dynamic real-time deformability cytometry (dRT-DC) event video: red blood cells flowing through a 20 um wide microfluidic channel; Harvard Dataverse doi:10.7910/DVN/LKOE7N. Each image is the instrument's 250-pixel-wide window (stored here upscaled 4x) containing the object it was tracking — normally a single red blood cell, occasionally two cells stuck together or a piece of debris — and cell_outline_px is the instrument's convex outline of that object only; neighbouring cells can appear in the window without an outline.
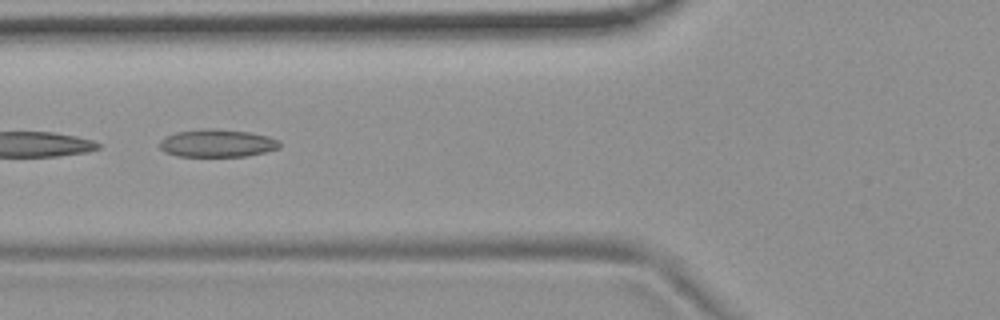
{"species": "common noctule bat (a hibernating species)", "species_latin": "Nyctalus noctula", "temperature_condition": "room temperature", "stored_images_in_passage": 22, "camera_frame_rate_fps": 3000, "um_per_image_px": 0.085, "animal": {"sex": "female", "body_mass_g": 19.9}, "frame": {"image": 1, "passage_image": 16, "time_ms": 5.0, "image_size_px": [1000, 320], "cell_outline_px": [[280, 148], [248, 156], [176, 156], [164, 152], [160, 148], [160, 140], [164, 136], [176, 132], [204, 128], [216, 128], [248, 132], [268, 136], [280, 140]], "centroid_in_image_um": [18.45, 12.16], "position_along_channel_um": 107.4, "area_um2": 19.59}}